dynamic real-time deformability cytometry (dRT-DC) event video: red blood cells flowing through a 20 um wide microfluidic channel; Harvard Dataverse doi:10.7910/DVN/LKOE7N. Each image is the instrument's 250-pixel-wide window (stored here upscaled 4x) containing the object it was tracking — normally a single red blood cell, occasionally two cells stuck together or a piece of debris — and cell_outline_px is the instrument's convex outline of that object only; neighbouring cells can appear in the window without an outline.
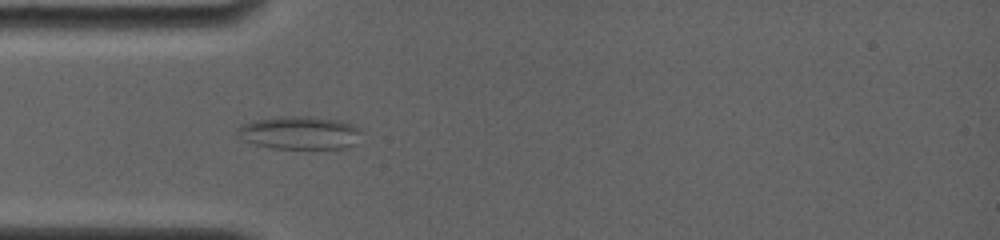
{"species": "common noctule bat (a hibernating species)", "species_latin": "Nyctalus noctula", "temperature_condition": "room temperature", "stored_images_in_passage": 25, "camera_frame_rate_fps": 4000, "um_per_image_px": 0.085, "animal": {"sex": "female", "body_mass_g": 19.0, "forearm_length_mm": 56.7}, "frame": {"image": 1, "passage_image": 1, "time_ms": 0.0, "image_size_px": [1000, 240], "cell_outline_px": [[360, 128], [356, 144], [348, 148], [268, 148], [244, 140], [240, 132], [240, 124], [252, 120], [280, 116], [308, 116], [340, 120], [352, 124]], "centroid_in_image_um": [25.5, 11.27], "position_along_channel_um": 59.5, "area_um2": 23.76}}
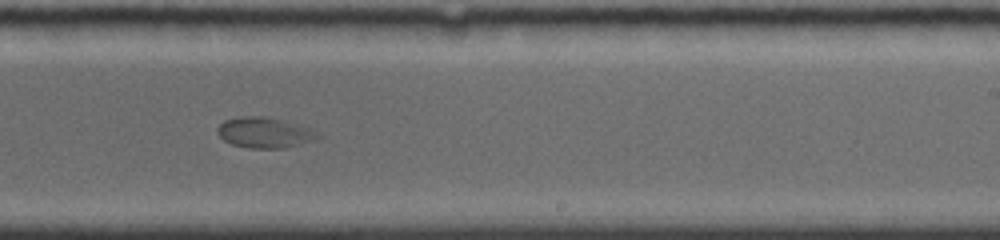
{"frame": {"image": 2, "passage_image": 12, "time_ms": 5.5, "image_size_px": [1000, 240], "cell_outline_px": [[320, 136], [312, 140], [300, 144], [284, 148], [248, 148], [232, 144], [224, 140], [216, 132], [216, 128], [224, 120], [240, 116], [264, 116], [284, 120], [308, 128], [316, 132]], "centroid_in_image_um": [22.42, 11.26], "position_along_channel_um": 266.6, "area_um2": 17.74}}
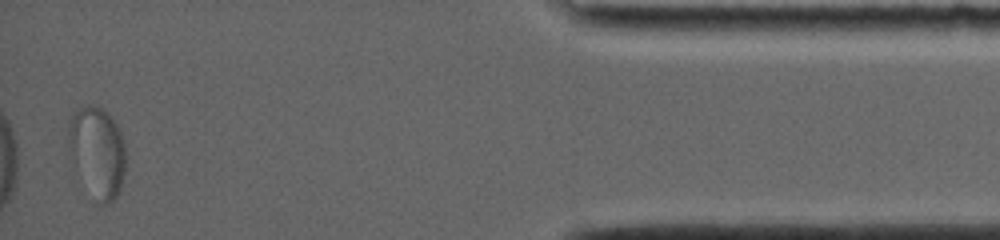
{"frame": {"image": 3, "passage_image": 25, "time_ms": 11.25, "image_size_px": [1000, 240], "cell_outline_px": [[124, 172], [120, 188], [116, 196], [108, 204], [96, 204], [68, 148], [68, 116], [76, 108], [88, 104], [92, 104], [100, 108], [112, 116], [120, 128], [124, 144]], "centroid_in_image_um": [8.26, 12.84], "position_along_channel_um": 426.9, "area_um2": 30.11}}